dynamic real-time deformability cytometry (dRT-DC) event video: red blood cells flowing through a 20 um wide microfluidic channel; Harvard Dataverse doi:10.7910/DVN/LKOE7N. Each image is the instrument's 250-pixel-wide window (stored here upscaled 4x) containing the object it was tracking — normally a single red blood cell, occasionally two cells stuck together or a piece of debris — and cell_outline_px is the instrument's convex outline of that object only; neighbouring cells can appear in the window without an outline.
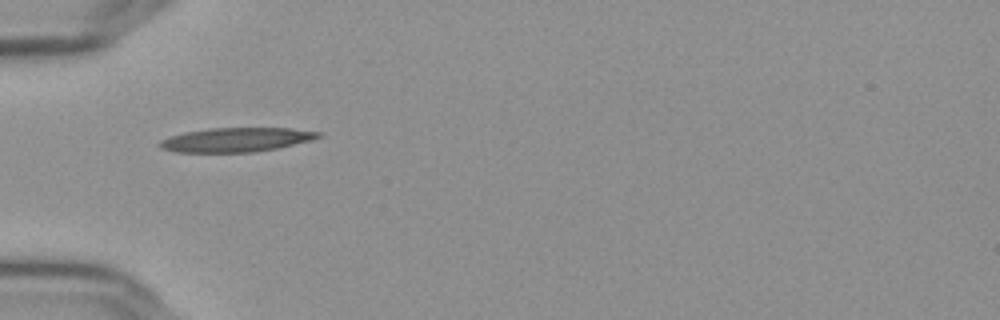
{"species": "Egyptian fruit bat (a non-hibernating species)", "species_latin": "Rousettus aegyptiacus", "temperature_condition": "cold", "stored_images_in_passage": 38, "camera_frame_rate_fps": 3000, "um_per_image_px": 0.085, "frame": {"image": 1, "passage_image": 1, "time_ms": 0.0, "image_size_px": [1000, 320], "cell_outline_px": [[324, 136], [312, 140], [276, 148], [252, 152], [176, 152], [160, 148], [156, 144], [160, 140], [168, 136], [184, 132], [208, 128], [292, 128], [320, 132]], "centroid_in_image_um": [20.04, 11.87], "position_along_channel_um": 65.0, "area_um2": 22.48}}
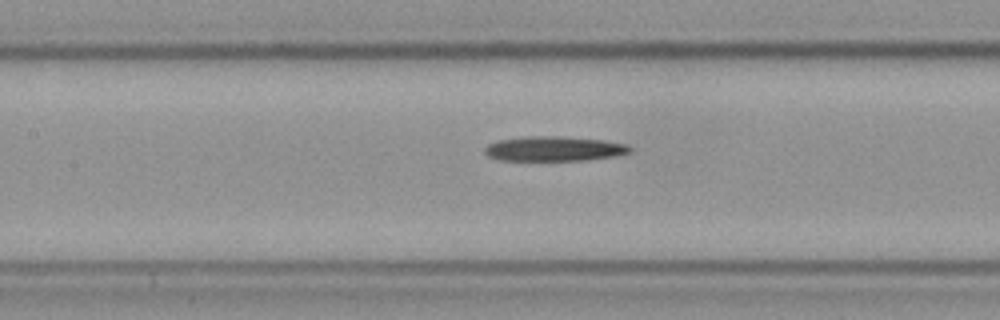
{"frame": {"image": 2, "passage_image": 9, "time_ms": 2.667, "image_size_px": [1000, 320], "cell_outline_px": [[632, 152], [612, 156], [588, 160], [500, 160], [488, 156], [484, 152], [484, 148], [488, 144], [496, 140], [528, 136], [564, 136], [604, 140], [628, 144], [632, 148]], "centroid_in_image_um": [47.1, 12.63], "position_along_channel_um": 160.3, "area_um2": 21.1}}
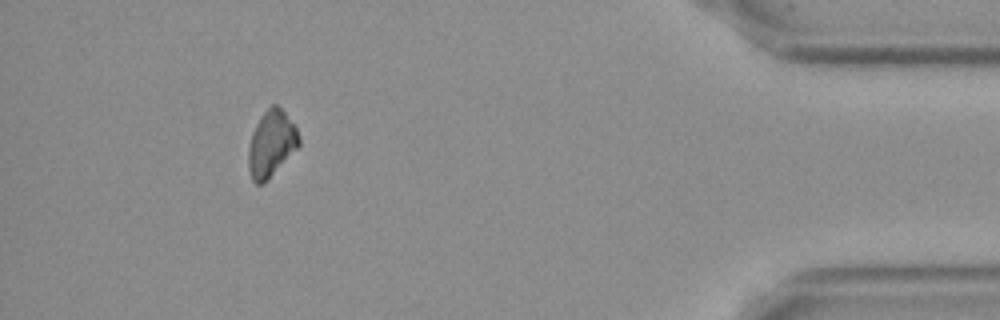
{"frame": {"image": 3, "passage_image": 34, "time_ms": 11.0, "image_size_px": [1000, 320], "cell_outline_px": [[300, 144], [264, 184], [256, 184], [252, 180], [248, 168], [248, 148], [252, 132], [256, 124], [264, 112], [272, 104], [276, 104], [284, 112], [296, 128], [300, 136]], "centroid_in_image_um": [23.04, 12.24], "position_along_channel_um": 412.2, "area_um2": 19.31}}